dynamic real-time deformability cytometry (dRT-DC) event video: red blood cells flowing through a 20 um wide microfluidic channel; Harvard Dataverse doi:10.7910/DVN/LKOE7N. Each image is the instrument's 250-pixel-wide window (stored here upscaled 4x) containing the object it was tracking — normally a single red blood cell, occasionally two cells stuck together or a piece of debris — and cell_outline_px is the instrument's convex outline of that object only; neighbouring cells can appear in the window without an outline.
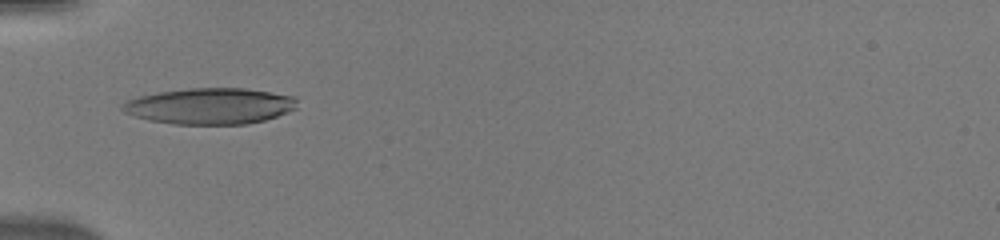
{"species": "human", "species_latin": "Homo sapiens", "temperature_condition": "warm", "stored_images_in_passage": 33, "camera_frame_rate_fps": 3000, "um_per_image_px": 0.085, "donor": {"sex": "male"}, "frame": {"image": 1, "passage_image": 1, "time_ms": 0.0, "image_size_px": [1000, 240], "cell_outline_px": [[296, 108], [276, 116], [264, 120], [248, 124], [176, 124], [148, 120], [124, 112], [120, 108], [128, 100], [140, 96], [156, 92], [188, 88], [244, 88], [296, 96]], "centroid_in_image_um": [17.85, 9.01], "position_along_channel_um": 67.1, "area_um2": 36.65}}
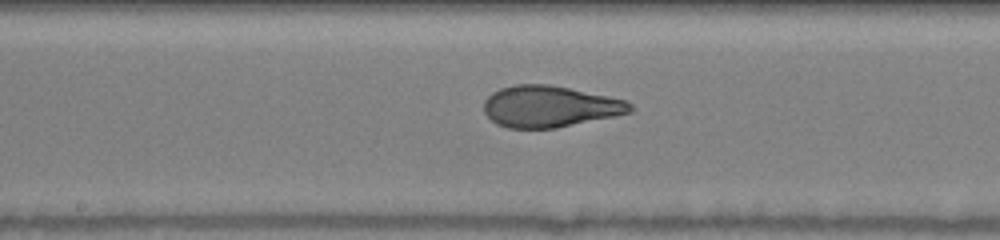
{"frame": {"image": 2, "passage_image": 11, "time_ms": 3.333, "image_size_px": [1000, 240], "cell_outline_px": [[636, 108], [632, 112], [616, 116], [556, 128], [508, 128], [496, 124], [484, 112], [484, 100], [492, 92], [500, 88], [516, 84], [548, 84], [628, 100]], "centroid_in_image_um": [46.75, 9.05], "position_along_channel_um": 201.4, "area_um2": 35.49}}
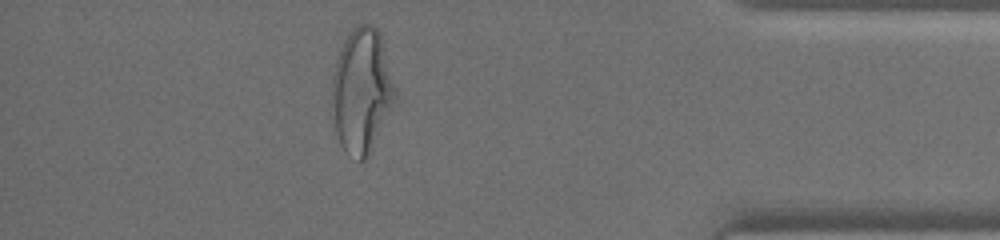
{"frame": {"image": 3, "passage_image": 28, "time_ms": 9.0, "image_size_px": [1000, 240], "cell_outline_px": [[396, 96], [368, 156], [360, 164], [344, 152], [340, 144], [336, 132], [332, 92], [332, 76], [340, 48], [344, 40], [352, 28], [360, 24], [368, 24], [376, 28], [380, 32], [396, 88]], "centroid_in_image_um": [30.74, 7.71], "position_along_channel_um": 404.5, "area_um2": 45.49}}